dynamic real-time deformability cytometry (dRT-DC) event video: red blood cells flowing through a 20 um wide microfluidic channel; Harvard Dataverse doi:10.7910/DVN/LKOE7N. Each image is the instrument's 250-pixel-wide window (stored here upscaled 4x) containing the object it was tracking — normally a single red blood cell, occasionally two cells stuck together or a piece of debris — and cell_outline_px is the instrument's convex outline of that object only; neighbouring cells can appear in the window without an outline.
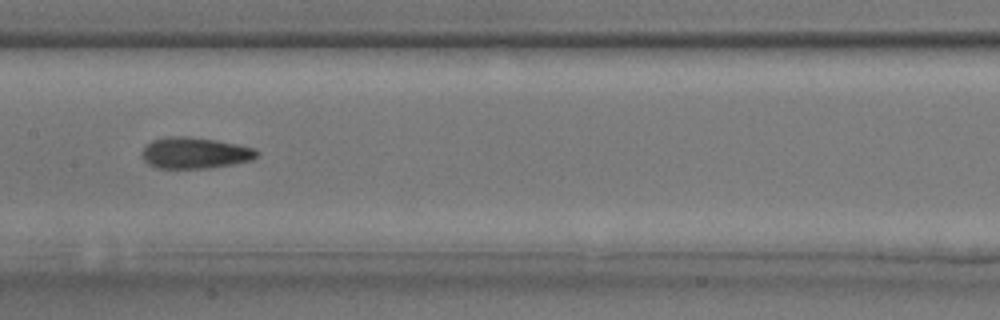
{"species": "common noctule bat (a hibernating species)", "species_latin": "Nyctalus noctula", "temperature_condition": "room temperature", "stored_images_in_passage": 27, "camera_frame_rate_fps": 3000, "um_per_image_px": 0.085, "animal": {"sex": "male", "body_mass_g": 17.9, "forearm_length_mm": 54.2}, "frame": {"image": 1, "passage_image": 8, "time_ms": 2.333, "image_size_px": [1000, 320], "cell_outline_px": [[260, 156], [252, 160], [232, 164], [208, 168], [156, 168], [148, 164], [140, 156], [140, 152], [152, 140], [164, 136], [188, 136], [216, 140], [236, 144], [252, 148], [260, 152]], "centroid_in_image_um": [16.54, 13.0], "position_along_channel_um": 190.9, "area_um2": 21.1}}